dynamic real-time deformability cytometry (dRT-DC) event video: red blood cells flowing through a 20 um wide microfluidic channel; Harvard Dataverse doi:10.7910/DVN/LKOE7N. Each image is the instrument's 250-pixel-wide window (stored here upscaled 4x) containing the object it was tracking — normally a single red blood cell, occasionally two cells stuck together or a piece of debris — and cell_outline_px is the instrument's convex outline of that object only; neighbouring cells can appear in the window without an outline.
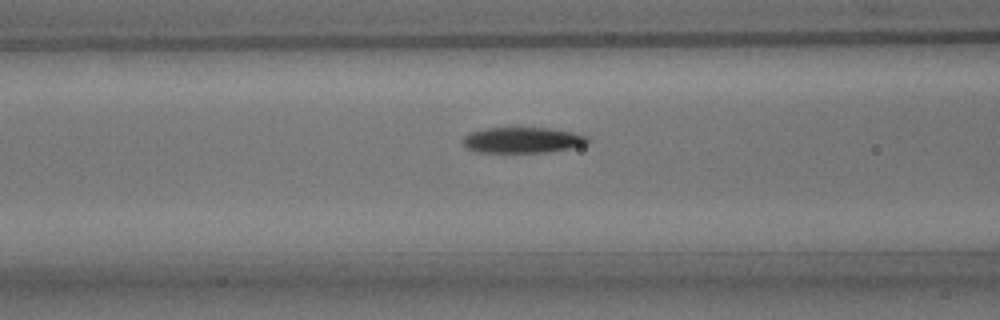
{"species": "common noctule bat (a hibernating species)", "species_latin": "Nyctalus noctula", "temperature_condition": "room temperature", "stored_images_in_passage": 24, "camera_frame_rate_fps": 3000, "um_per_image_px": 0.085, "animal": {"sex": "male", "body_mass_g": 15.6}, "frame": {"image": 1, "passage_image": 7, "time_ms": 2.0, "image_size_px": [1000, 320], "cell_outline_px": [[592, 140], [584, 144], [572, 148], [548, 152], [476, 152], [468, 148], [460, 140], [468, 132], [484, 128], [548, 128], [572, 132], [588, 136]], "centroid_in_image_um": [44.4, 11.9], "position_along_channel_um": 122.2, "area_um2": 18.84}}
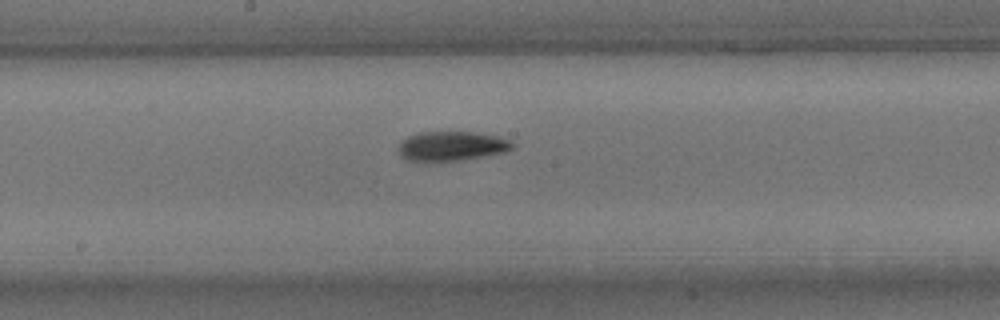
{"frame": {"image": 2, "passage_image": 14, "time_ms": 4.333, "image_size_px": [1000, 320], "cell_outline_px": [[516, 144], [512, 148], [504, 152], [484, 156], [460, 160], [408, 160], [400, 156], [400, 140], [416, 132], [472, 132], [496, 136], [508, 140]], "centroid_in_image_um": [38.38, 12.4], "position_along_channel_um": 209.8, "area_um2": 19.25}}
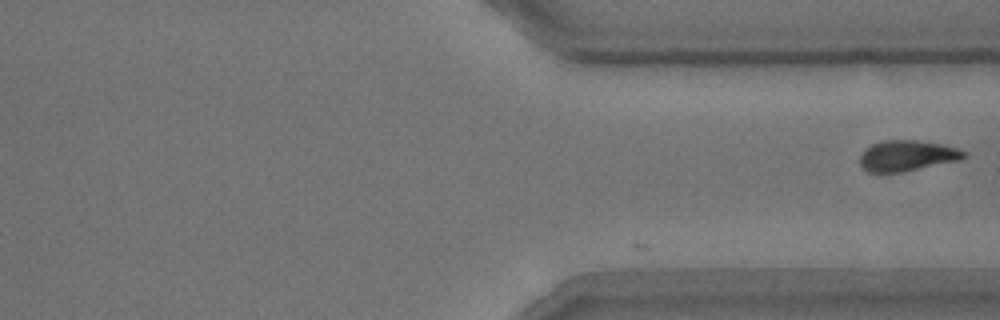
{"frame": {"image": 3, "passage_image": 24, "time_ms": 7.667, "image_size_px": [1000, 320], "cell_outline_px": [[968, 156], [964, 160], [904, 172], [868, 172], [860, 164], [860, 152], [864, 148], [872, 144], [884, 140], [920, 140], [940, 144], [956, 148], [968, 152]], "centroid_in_image_um": [77.15, 13.24], "position_along_channel_um": 334.3, "area_um2": 19.07}}